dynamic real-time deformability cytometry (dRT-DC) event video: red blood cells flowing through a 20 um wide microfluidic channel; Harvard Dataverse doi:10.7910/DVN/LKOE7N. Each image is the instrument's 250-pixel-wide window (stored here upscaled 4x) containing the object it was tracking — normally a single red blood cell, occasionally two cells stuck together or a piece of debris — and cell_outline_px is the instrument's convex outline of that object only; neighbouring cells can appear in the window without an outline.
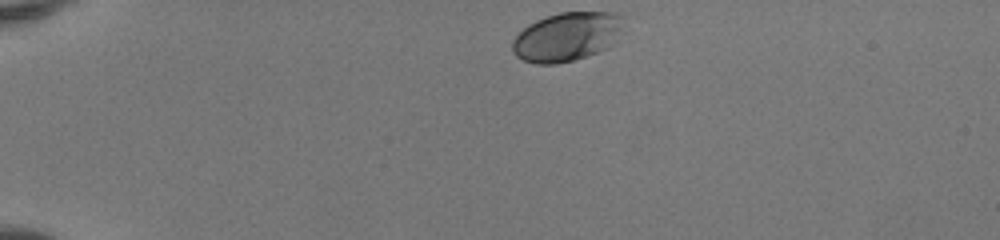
{"species": "human", "species_latin": "Homo sapiens", "temperature_condition": "room temperature", "stored_images_in_passage": 38, "camera_frame_rate_fps": 3000, "um_per_image_px": 0.085, "donor": {"sex": "female"}, "frame": {"image": 1, "passage_image": 1, "time_ms": 0.0, "image_size_px": [1000, 240], "cell_outline_px": [[624, 16], [612, 44], [608, 48], [572, 60], [556, 64], [536, 64], [524, 60], [516, 56], [512, 52], [512, 40], [528, 24], [536, 20], [560, 12], [616, 12]], "centroid_in_image_um": [48.13, 3.11], "position_along_channel_um": 36.9, "area_um2": 31.27}}
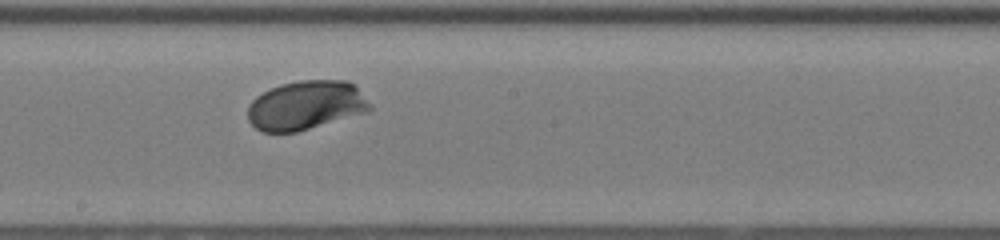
{"frame": {"image": 2, "passage_image": 20, "time_ms": 6.333, "image_size_px": [1000, 240], "cell_outline_px": [[372, 108], [368, 112], [296, 132], [264, 132], [256, 128], [248, 120], [248, 108], [252, 100], [256, 96], [280, 84], [300, 80], [348, 80], [356, 84], [372, 104]], "centroid_in_image_um": [26.05, 8.94], "position_along_channel_um": 222.1, "area_um2": 35.2}}
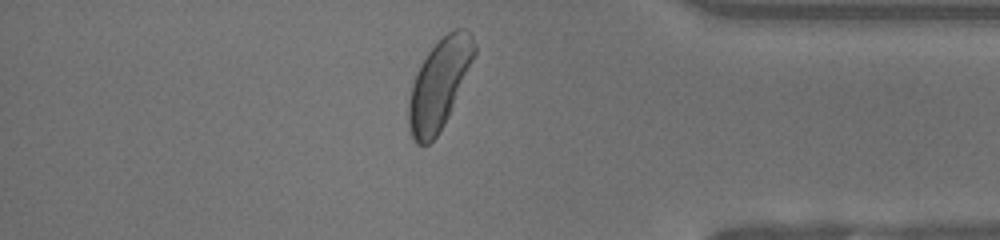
{"frame": {"image": 3, "passage_image": 34, "time_ms": 11.0, "image_size_px": [1000, 240], "cell_outline_px": [[476, 52], [448, 116], [444, 124], [436, 136], [428, 144], [416, 144], [412, 140], [408, 128], [408, 100], [412, 84], [420, 64], [428, 52], [448, 32], [456, 28], [464, 28], [472, 36], [476, 44]], "centroid_in_image_um": [37.3, 7.17], "position_along_channel_um": 397.9, "area_um2": 33.81}, "authors_computed_cell_mechanics": {"area_um2": 33.5818, "velocity_mm_per_s": 4.0953, "shape_relaxation_time_tau1_ms": 1.3435, "shape_relaxation_time_tau2_ms": null, "deformation_change_tau1": 0.1375, "deformation_change_tau2": null}}